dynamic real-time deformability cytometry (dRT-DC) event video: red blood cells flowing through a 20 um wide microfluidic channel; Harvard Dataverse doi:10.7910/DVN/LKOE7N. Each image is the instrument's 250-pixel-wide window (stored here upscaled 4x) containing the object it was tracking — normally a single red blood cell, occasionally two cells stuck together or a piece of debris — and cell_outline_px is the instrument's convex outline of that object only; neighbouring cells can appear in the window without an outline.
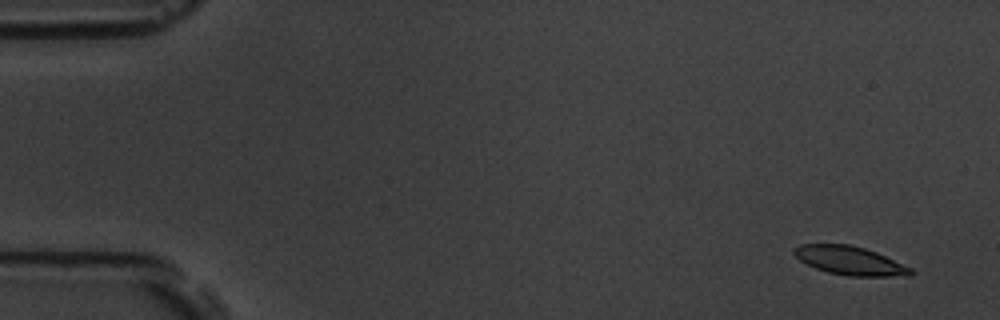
{"species": "common noctule bat (a hibernating species)", "species_latin": "Nyctalus noctula", "temperature_condition": "room temperature", "stored_images_in_passage": 5, "camera_frame_rate_fps": 3000, "um_per_image_px": 0.085, "animal": {"sex": "male", "body_mass_g": 19.5, "forearm_length_mm": 54.6}, "frame": {"image": 1, "passage_image": 1, "time_ms": 0.0, "image_size_px": [1000, 320], "cell_outline_px": [[916, 272], [912, 276], [848, 276], [828, 272], [816, 268], [800, 260], [792, 252], [792, 248], [800, 244], [848, 244], [864, 248], [876, 252], [912, 268]], "centroid_in_image_um": [72.26, 22.15], "position_along_channel_um": 12.7, "area_um2": 19.48}}
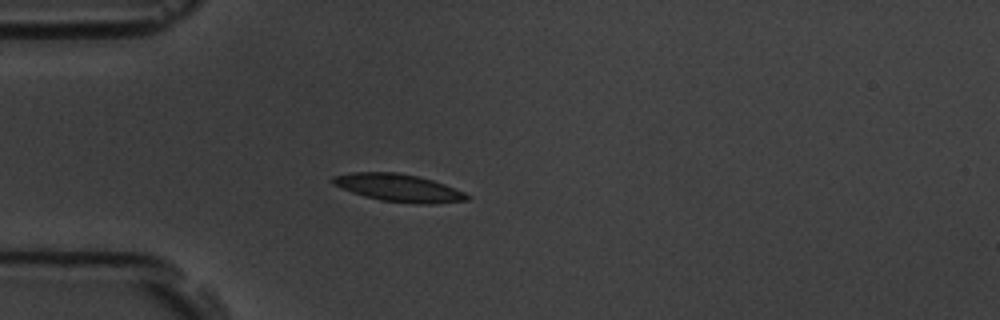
{"frame": {"image": 2, "passage_image": 5, "time_ms": 4.333, "image_size_px": [1000, 320], "cell_outline_px": [[472, 196], [468, 200], [432, 204], [416, 204], [380, 200], [364, 196], [352, 192], [332, 184], [332, 176], [352, 172], [396, 172], [416, 176], [432, 180], [444, 184], [464, 192]], "centroid_in_image_um": [33.89, 15.97], "position_along_channel_um": 51.1, "area_um2": 21.56}}